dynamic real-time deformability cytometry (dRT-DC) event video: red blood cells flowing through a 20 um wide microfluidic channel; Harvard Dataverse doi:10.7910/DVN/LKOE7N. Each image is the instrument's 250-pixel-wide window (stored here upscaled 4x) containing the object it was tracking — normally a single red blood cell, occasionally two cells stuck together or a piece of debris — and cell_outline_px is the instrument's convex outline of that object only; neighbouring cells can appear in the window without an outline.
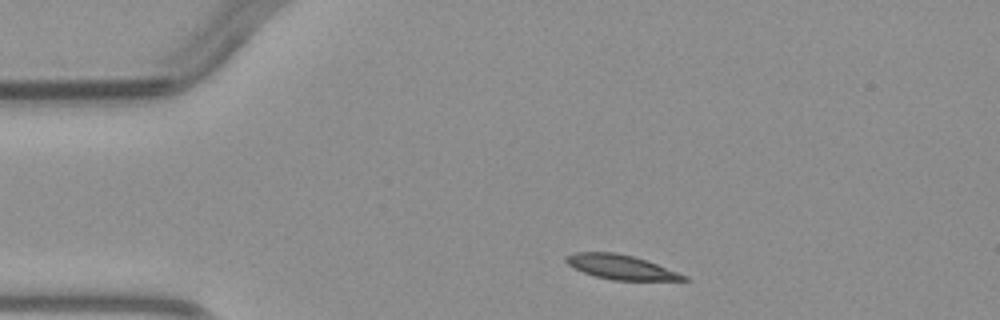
{"species": "common noctule bat (a hibernating species)", "species_latin": "Nyctalus noctula", "temperature_condition": "warm", "stored_images_in_passage": 2, "camera_frame_rate_fps": 3000, "um_per_image_px": 0.085, "animal": {"sex": "male", "body_mass_g": 23.1, "forearm_length_mm": 52.7}, "frame": {"image": 1, "passage_image": 1, "time_ms": 0.0, "image_size_px": [1000, 320], "cell_outline_px": [[688, 280], [612, 280], [596, 276], [572, 268], [564, 260], [564, 256], [572, 252], [616, 252], [632, 256], [656, 264], [688, 276]], "centroid_in_image_um": [52.7, 22.69], "position_along_channel_um": 32.3, "area_um2": 16.65}}